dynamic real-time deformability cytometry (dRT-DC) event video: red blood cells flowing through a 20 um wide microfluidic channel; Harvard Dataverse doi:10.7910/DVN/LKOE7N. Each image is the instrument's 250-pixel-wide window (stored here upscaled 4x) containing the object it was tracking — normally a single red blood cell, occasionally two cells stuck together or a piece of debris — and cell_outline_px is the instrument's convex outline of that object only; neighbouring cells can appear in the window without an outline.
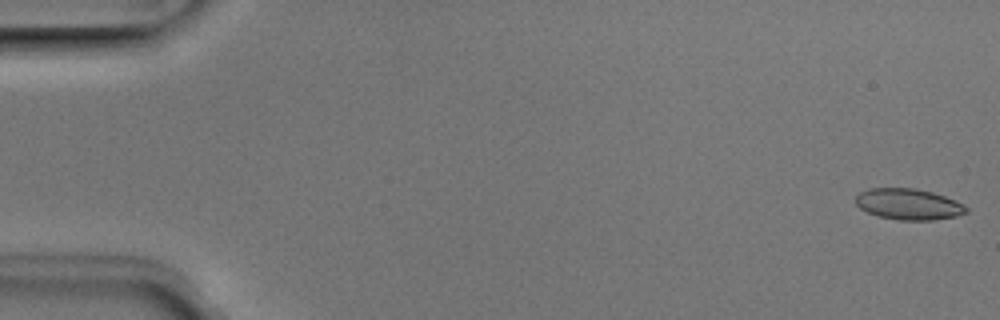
{"species": "Egyptian fruit bat (a non-hibernating species)", "species_latin": "Rousettus aegyptiacus", "temperature_condition": "room temperature", "stored_images_in_passage": 51, "camera_frame_rate_fps": 3000, "um_per_image_px": 0.085, "animal": {"sex": "male"}, "frame": {"image": 1, "passage_image": 1, "time_ms": 0.0, "image_size_px": [1000, 320], "cell_outline_px": [[968, 212], [956, 216], [932, 220], [896, 220], [876, 216], [860, 208], [856, 204], [856, 196], [860, 192], [868, 188], [912, 188], [932, 192], [956, 200], [964, 204], [968, 208]], "centroid_in_image_um": [77.23, 17.36], "position_along_channel_um": 7.8, "area_um2": 20.11}}
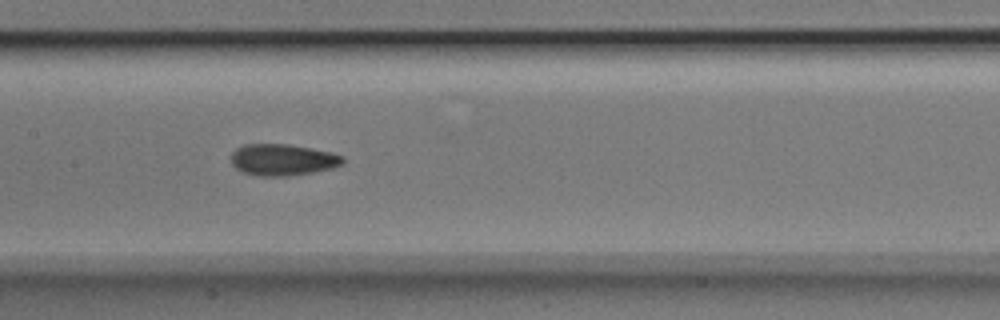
{"frame": {"image": 2, "passage_image": 25, "time_ms": 8.0, "image_size_px": [1000, 320], "cell_outline_px": [[344, 164], [332, 168], [312, 172], [288, 176], [256, 176], [244, 172], [236, 168], [232, 164], [232, 152], [236, 148], [244, 144], [288, 144], [312, 148], [332, 152], [344, 156]], "centroid_in_image_um": [24.05, 13.57], "position_along_channel_um": 183.4, "area_um2": 20.63}}
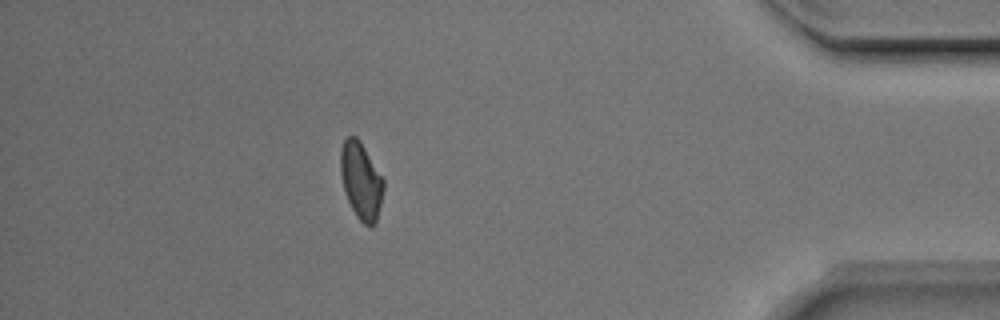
{"frame": {"image": 3, "passage_image": 45, "time_ms": 14.667, "image_size_px": [1000, 320], "cell_outline_px": [[384, 188], [376, 220], [372, 228], [364, 224], [356, 216], [344, 192], [340, 172], [340, 152], [344, 140], [348, 136], [356, 136], [360, 140], [384, 180]], "centroid_in_image_um": [30.67, 15.35], "position_along_channel_um": 404.5, "area_um2": 19.19}, "authors_computed_cell_mechanics": {"area_um2": 19.8832, "velocity_mm_per_s": 3.9864, "shape_relaxation_time_tau1_ms": 6.8711, "shape_relaxation_time_tau2_ms": 2.075, "deformation_change_tau1": 0.1436, "deformation_change_tau2": 0.08}}